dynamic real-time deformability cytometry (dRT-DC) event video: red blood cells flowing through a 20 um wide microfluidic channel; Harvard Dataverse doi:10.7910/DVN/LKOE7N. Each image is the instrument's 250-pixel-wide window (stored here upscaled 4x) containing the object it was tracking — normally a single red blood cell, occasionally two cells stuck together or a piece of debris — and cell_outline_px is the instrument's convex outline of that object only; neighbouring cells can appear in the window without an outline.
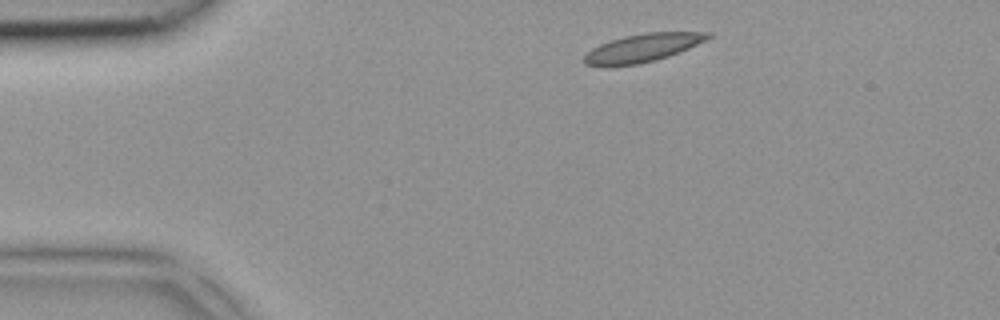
{"species": "common noctule bat (a hibernating species)", "species_latin": "Nyctalus noctula", "temperature_condition": "room temperature", "stored_images_in_passage": 2, "camera_frame_rate_fps": 3000, "um_per_image_px": 0.085, "animal": {"sex": "female", "body_mass_g": 18.4}, "frame": {"image": 1, "passage_image": 1, "time_ms": 0.0, "image_size_px": [1000, 320], "cell_outline_px": [[712, 36], [688, 48], [668, 56], [636, 64], [608, 68], [584, 64], [584, 56], [592, 48], [600, 44], [624, 36], [644, 32], [712, 32]], "centroid_in_image_um": [54.56, 4.08], "position_along_channel_um": 30.4, "area_um2": 20.23}}